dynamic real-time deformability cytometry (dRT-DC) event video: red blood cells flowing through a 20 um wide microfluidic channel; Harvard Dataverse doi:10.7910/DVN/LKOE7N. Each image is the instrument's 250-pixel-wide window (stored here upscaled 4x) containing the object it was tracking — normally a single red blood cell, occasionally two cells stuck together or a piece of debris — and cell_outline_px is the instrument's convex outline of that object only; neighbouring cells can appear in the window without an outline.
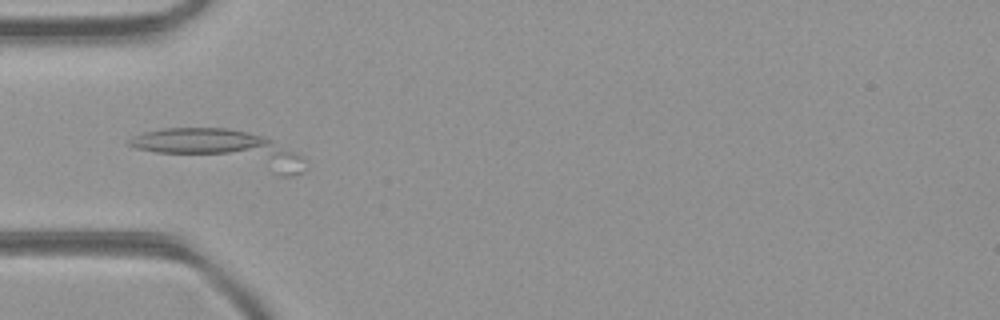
{"species": "common noctule bat (a hibernating species)", "species_latin": "Nyctalus noctula", "temperature_condition": "room temperature", "stored_images_in_passage": 18, "camera_frame_rate_fps": 3000, "um_per_image_px": 0.085, "animal": {"sex": "female", "body_mass_g": 21.9}, "frame": {"image": 1, "passage_image": 1, "time_ms": 0.0, "image_size_px": [1000, 320], "cell_outline_px": [[308, 168], [304, 172], [288, 176], [280, 176], [156, 152], [136, 148], [128, 144], [128, 140], [132, 136], [144, 132], [164, 128], [228, 128], [248, 132], [272, 140], [296, 152], [304, 160]], "centroid_in_image_um": [18.97, 12.66], "position_along_channel_um": 66.0, "area_um2": 37.22}}